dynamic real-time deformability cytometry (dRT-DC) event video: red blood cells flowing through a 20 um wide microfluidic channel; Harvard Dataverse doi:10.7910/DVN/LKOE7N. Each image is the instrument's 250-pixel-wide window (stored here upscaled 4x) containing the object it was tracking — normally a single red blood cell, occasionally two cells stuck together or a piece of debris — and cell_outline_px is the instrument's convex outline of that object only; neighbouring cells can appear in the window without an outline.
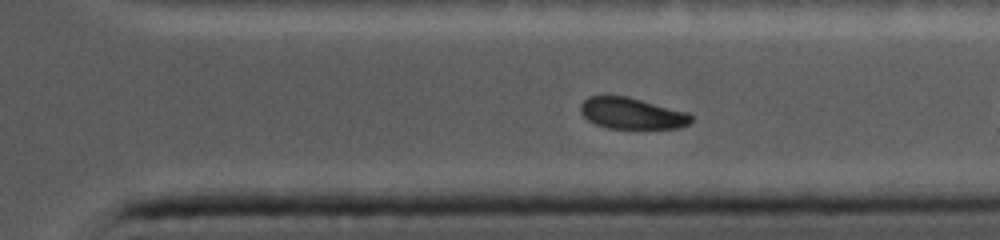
{"species": "common noctule bat (a hibernating species)", "species_latin": "Nyctalus noctula", "temperature_condition": "cold", "stored_images_in_passage": 29, "camera_frame_rate_fps": 5000, "um_per_image_px": 0.085, "animal": {"sex": "female", "body_mass_g": 19.0, "forearm_length_mm": 56.7}, "frame": {"image": 1, "passage_image": 21, "time_ms": 7.8, "image_size_px": [1000, 240], "cell_outline_px": [[692, 120], [688, 124], [680, 128], [608, 128], [596, 124], [588, 120], [580, 112], [580, 104], [588, 96], [624, 96], [688, 112], [692, 116]], "centroid_in_image_um": [53.69, 9.64], "position_along_channel_um": 357.7, "area_um2": 19.94}}